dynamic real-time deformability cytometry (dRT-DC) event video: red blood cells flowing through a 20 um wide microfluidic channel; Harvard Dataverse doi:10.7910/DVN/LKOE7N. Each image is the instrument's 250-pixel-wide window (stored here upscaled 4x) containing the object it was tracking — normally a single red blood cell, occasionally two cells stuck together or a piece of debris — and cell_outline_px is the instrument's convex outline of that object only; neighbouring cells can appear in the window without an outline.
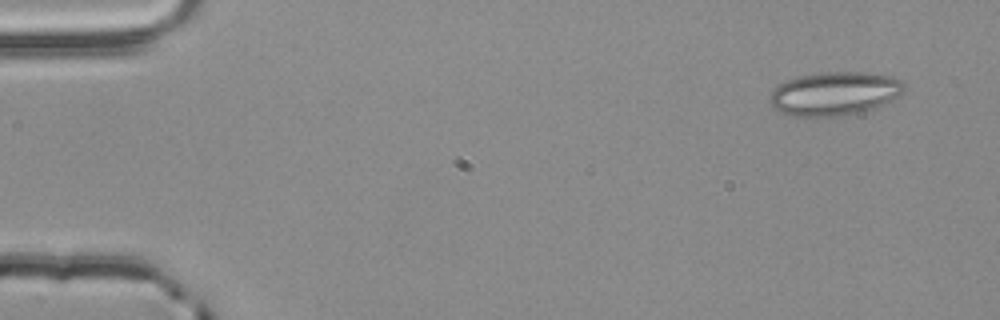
{"species": "common noctule bat (a hibernating species)", "species_latin": "Nyctalus noctula", "temperature_condition": "room temperature", "stored_images_in_passage": 5, "camera_frame_rate_fps": 3000, "um_per_image_px": 0.085, "animal": {"sex": "male", "body_mass_g": 20.4}, "frame": {"image": 1, "passage_image": 1, "time_ms": 0.0, "image_size_px": [1000, 320], "cell_outline_px": [[904, 92], [876, 108], [844, 116], [788, 116], [772, 108], [768, 100], [772, 92], [780, 84], [788, 80], [800, 76], [820, 72], [868, 72], [892, 76], [904, 80]], "centroid_in_image_um": [70.95, 7.96], "position_along_channel_um": 14.1, "area_um2": 34.39}}
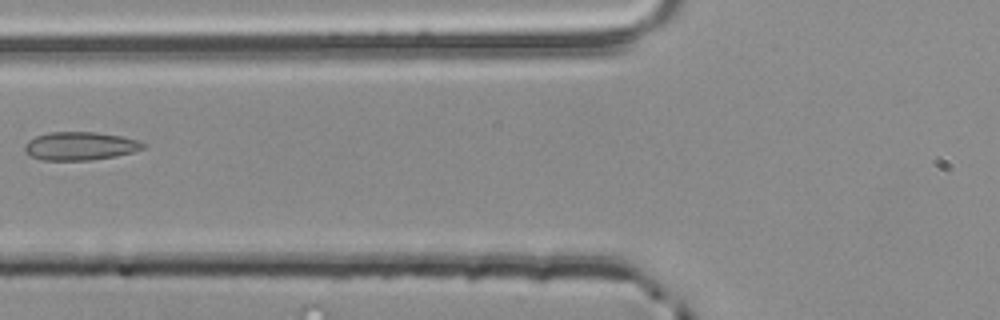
{"frame": {"image": 2, "passage_image": 5, "time_ms": 1.333, "image_size_px": [1000, 320], "cell_outline_px": [[144, 148], [132, 152], [116, 156], [88, 160], [40, 160], [24, 152], [24, 144], [28, 140], [36, 136], [48, 132], [96, 132], [120, 136], [136, 140], [144, 144]], "centroid_in_image_um": [6.75, 12.41], "position_along_channel_um": 119.1, "area_um2": 19.42}}